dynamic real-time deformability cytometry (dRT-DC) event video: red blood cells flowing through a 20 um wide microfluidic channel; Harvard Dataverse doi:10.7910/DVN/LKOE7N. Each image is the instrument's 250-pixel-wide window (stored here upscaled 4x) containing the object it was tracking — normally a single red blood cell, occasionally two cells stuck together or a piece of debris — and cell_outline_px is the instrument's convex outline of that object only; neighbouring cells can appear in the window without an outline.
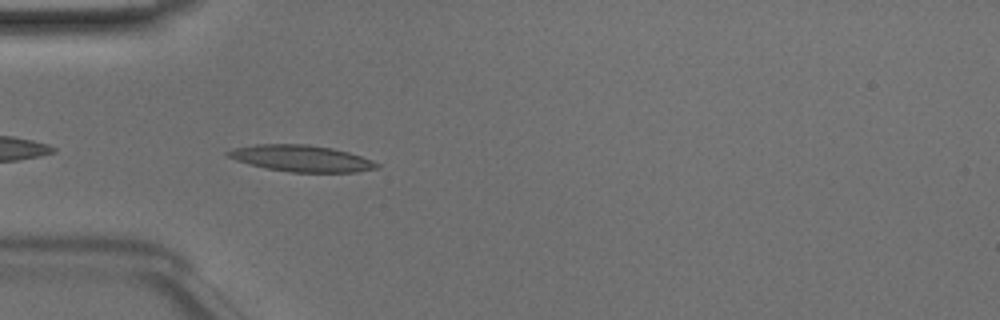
{"species": "Egyptian fruit bat (a non-hibernating species)", "species_latin": "Rousettus aegyptiacus", "temperature_condition": "room temperature", "stored_images_in_passage": 30, "camera_frame_rate_fps": 3000, "um_per_image_px": 0.085, "animal": {"sex": "male"}, "frame": {"image": 1, "passage_image": 2, "time_ms": 0.333, "image_size_px": [1000, 320], "cell_outline_px": [[380, 168], [356, 172], [292, 172], [268, 168], [236, 160], [228, 156], [224, 152], [232, 148], [256, 144], [308, 144], [332, 148], [348, 152], [372, 160], [380, 164]], "centroid_in_image_um": [25.64, 13.45], "position_along_channel_um": 59.4, "area_um2": 22.83}}
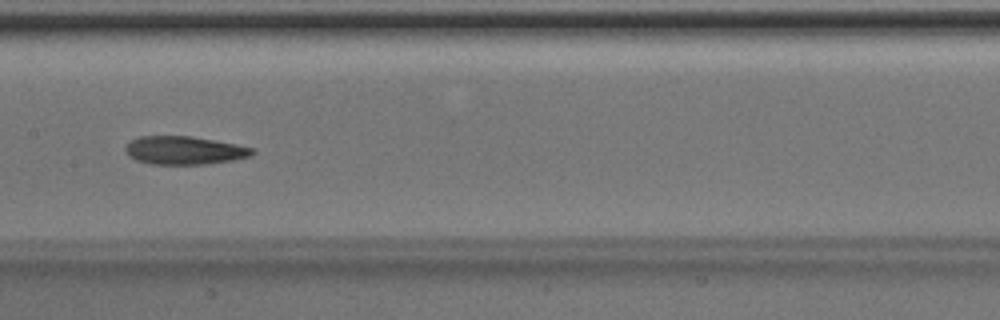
{"frame": {"image": 2, "passage_image": 12, "time_ms": 3.667, "image_size_px": [1000, 320], "cell_outline_px": [[256, 152], [248, 156], [232, 160], [208, 164], [152, 164], [136, 160], [128, 156], [124, 148], [132, 140], [140, 136], [192, 136], [236, 144], [252, 148]], "centroid_in_image_um": [15.65, 12.78], "position_along_channel_um": 191.8, "area_um2": 20.75}}
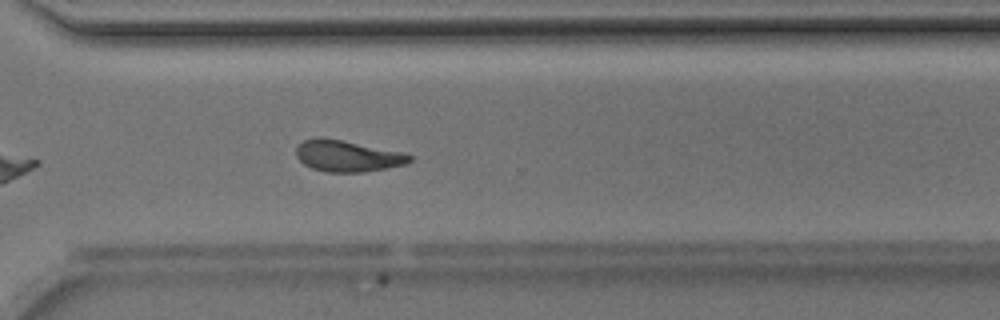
{"frame": {"image": 3, "passage_image": 23, "time_ms": 7.333, "image_size_px": [1000, 320], "cell_outline_px": [[412, 160], [404, 164], [384, 168], [360, 172], [328, 172], [312, 168], [304, 164], [296, 156], [296, 148], [304, 140], [320, 136], [344, 140], [400, 152], [412, 156]], "centroid_in_image_um": [29.48, 13.24], "position_along_channel_um": 341.1, "area_um2": 20.46}, "authors_computed_cell_mechanics": {"area_um2": 21.1837, "velocity_mm_per_s": 4.08, "shape_relaxation_time_tau1_ms": 3.6776, "shape_relaxation_time_tau2_ms": 5.5295, "deformation_change_tau1": 0.157, "deformation_change_tau2": 0.1211}}